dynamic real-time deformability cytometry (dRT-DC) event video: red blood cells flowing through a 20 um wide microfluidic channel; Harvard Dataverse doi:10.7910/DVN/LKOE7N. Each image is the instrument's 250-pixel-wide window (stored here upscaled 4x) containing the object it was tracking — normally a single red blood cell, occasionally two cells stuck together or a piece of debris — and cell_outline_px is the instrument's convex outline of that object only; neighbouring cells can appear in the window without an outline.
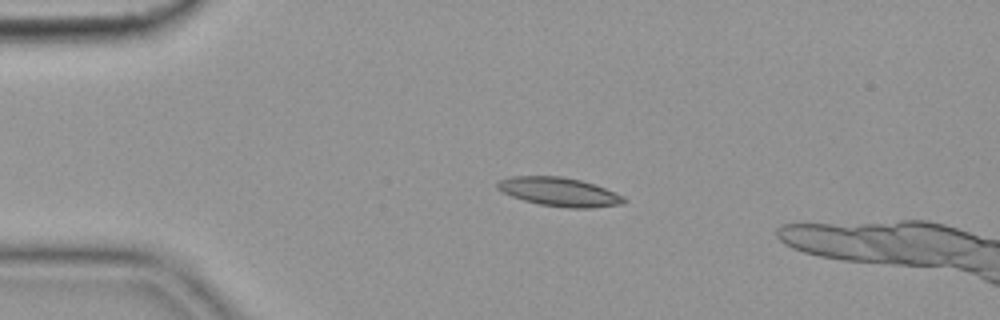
{"species": "common noctule bat (a hibernating species)", "species_latin": "Nyctalus noctula", "temperature_condition": "cold", "stored_images_in_passage": 17, "camera_frame_rate_fps": 3000, "um_per_image_px": 0.085, "animal": {"sex": "female", "body_mass_g": 19.9}, "frame": {"image": 1, "passage_image": 12, "time_ms": 3.667, "image_size_px": [1000, 320], "cell_outline_px": [[628, 200], [624, 204], [592, 208], [568, 208], [540, 204], [524, 200], [512, 196], [496, 188], [496, 184], [500, 180], [508, 176], [560, 176], [580, 180], [596, 184], [616, 192], [624, 196]], "centroid_in_image_um": [47.59, 16.31], "position_along_channel_um": 37.4, "area_um2": 21.39}}